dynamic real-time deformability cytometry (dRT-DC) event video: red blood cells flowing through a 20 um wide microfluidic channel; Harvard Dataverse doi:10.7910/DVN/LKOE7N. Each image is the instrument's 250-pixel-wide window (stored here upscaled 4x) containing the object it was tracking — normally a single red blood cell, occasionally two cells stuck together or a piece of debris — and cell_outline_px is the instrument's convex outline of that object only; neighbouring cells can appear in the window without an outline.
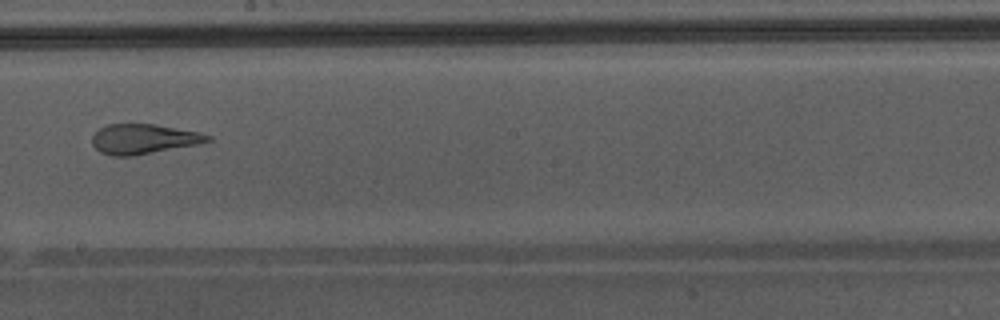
{"species": "Egyptian fruit bat (a non-hibernating species)", "species_latin": "Rousettus aegyptiacus", "temperature_condition": "warm", "stored_images_in_passage": 35, "camera_frame_rate_fps": 3000, "um_per_image_px": 0.085, "animal": {"sex": "male"}, "frame": {"image": 1, "passage_image": 16, "time_ms": 5.0, "image_size_px": [1000, 320], "cell_outline_px": [[212, 140], [200, 144], [132, 156], [112, 156], [100, 152], [92, 144], [92, 136], [100, 128], [108, 124], [156, 124], [200, 132], [212, 136]], "centroid_in_image_um": [12.23, 11.81], "position_along_channel_um": 236.0, "area_um2": 20.23}, "authors_computed_cell_mechanics": {"area_um2": 22.5998, "velocity_mm_per_s": 4.3759, "shape_relaxation_time_tau1_ms": null, "shape_relaxation_time_tau2_ms": 1.3274, "deformation_change_tau1": null, "deformation_change_tau2": 0.0919}}